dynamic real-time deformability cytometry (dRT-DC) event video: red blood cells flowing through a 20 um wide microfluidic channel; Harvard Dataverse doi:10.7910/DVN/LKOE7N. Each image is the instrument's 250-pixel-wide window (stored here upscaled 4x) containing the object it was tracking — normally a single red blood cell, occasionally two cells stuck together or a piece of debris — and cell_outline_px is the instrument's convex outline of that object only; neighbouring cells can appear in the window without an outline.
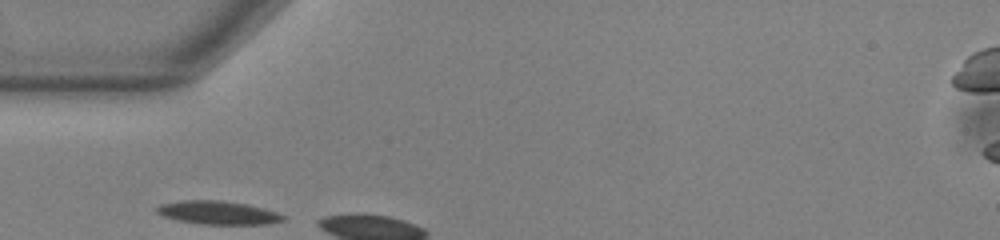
{"species": "common noctule bat (a hibernating species)", "species_latin": "Nyctalus noctula", "temperature_condition": "warm", "stored_images_in_passage": 1, "camera_frame_rate_fps": 3000, "um_per_image_px": 0.085, "animal": {"sex": "male", "body_mass_g": 13.0, "forearm_length_mm": 53.1}, "frame": {"image": 1, "passage_image": 1, "time_ms": 0.0, "image_size_px": [1000, 240], "cell_outline_px": [[288, 216], [284, 220], [268, 224], [204, 224], [176, 220], [164, 216], [156, 212], [156, 208], [160, 204], [180, 200], [220, 200], [248, 204], [264, 208]], "centroid_in_image_um": [18.55, 18.07], "position_along_channel_um": 66.4, "area_um2": 17.34}}